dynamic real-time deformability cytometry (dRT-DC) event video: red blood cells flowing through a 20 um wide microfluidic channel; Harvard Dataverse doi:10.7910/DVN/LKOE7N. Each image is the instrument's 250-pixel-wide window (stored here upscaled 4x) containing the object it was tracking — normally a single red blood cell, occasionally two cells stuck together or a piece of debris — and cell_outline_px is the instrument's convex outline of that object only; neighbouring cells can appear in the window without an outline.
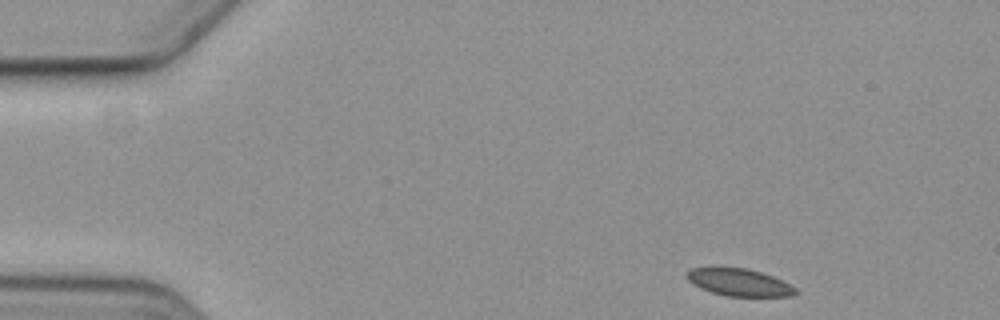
{"species": "common noctule bat (a hibernating species)", "species_latin": "Nyctalus noctula", "temperature_condition": "cold", "stored_images_in_passage": 52, "camera_frame_rate_fps": 3000, "um_per_image_px": 0.085, "animal": {"sex": "female", "body_mass_g": 19.3, "forearm_length_mm": 54.1}, "frame": {"image": 1, "passage_image": 1, "time_ms": 0.0, "image_size_px": [1000, 320], "cell_outline_px": [[800, 292], [796, 296], [724, 296], [700, 288], [692, 284], [688, 280], [684, 272], [688, 268], [748, 268], [772, 276], [796, 288]], "centroid_in_image_um": [62.81, 24.01], "position_along_channel_um": 22.2, "area_um2": 17.34}}
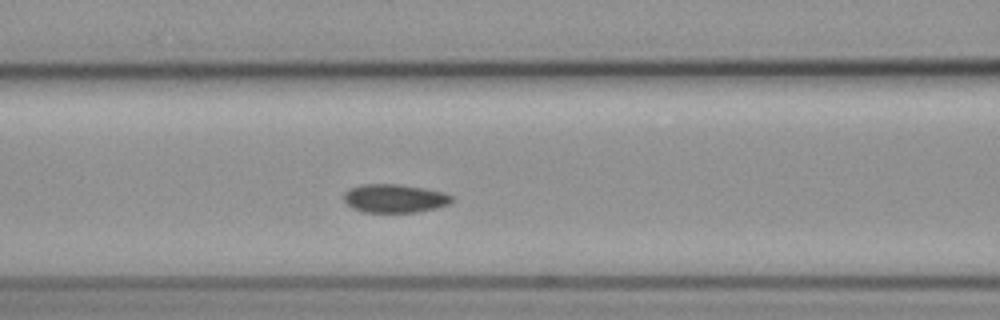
{"frame": {"image": 2, "passage_image": 18, "time_ms": 5.667, "image_size_px": [1000, 320], "cell_outline_px": [[452, 200], [448, 204], [436, 208], [416, 212], [364, 212], [352, 208], [344, 200], [344, 192], [348, 188], [360, 184], [400, 184], [424, 188], [444, 192], [452, 196]], "centroid_in_image_um": [33.51, 16.85], "position_along_channel_um": 133.1, "area_um2": 17.98}}
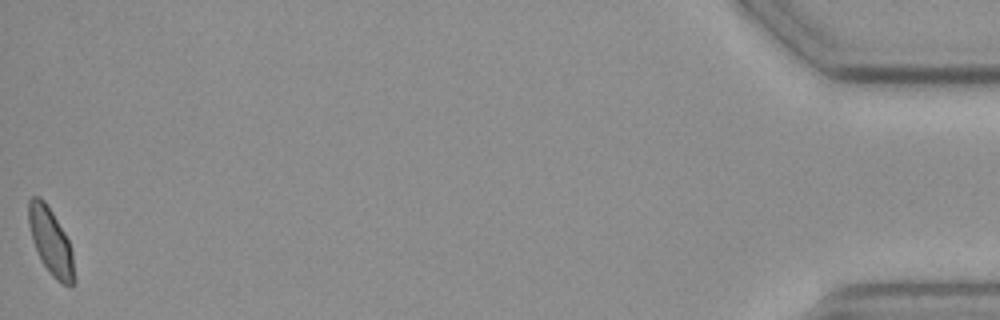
{"frame": {"image": 3, "passage_image": 52, "time_ms": 17.0, "image_size_px": [1000, 320], "cell_outline_px": [[76, 280], [72, 284], [64, 284], [56, 280], [52, 276], [44, 264], [32, 240], [28, 224], [28, 200], [32, 196], [40, 196], [44, 200], [52, 212], [64, 232], [68, 240], [72, 252]], "centroid_in_image_um": [4.31, 20.5], "position_along_channel_um": 430.9, "area_um2": 17.51}}